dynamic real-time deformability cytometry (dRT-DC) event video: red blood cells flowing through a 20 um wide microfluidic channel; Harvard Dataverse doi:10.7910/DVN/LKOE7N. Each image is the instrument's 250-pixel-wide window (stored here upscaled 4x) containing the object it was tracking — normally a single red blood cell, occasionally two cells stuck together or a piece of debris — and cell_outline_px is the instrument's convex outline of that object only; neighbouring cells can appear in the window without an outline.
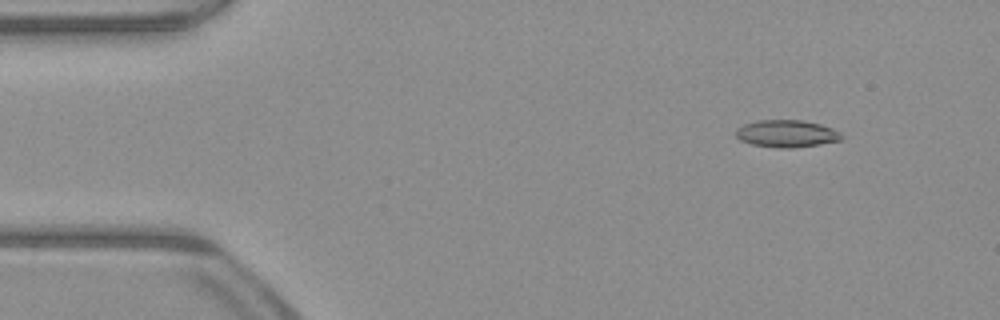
{"species": "common noctule bat (a hibernating species)", "species_latin": "Nyctalus noctula", "temperature_condition": "warm", "stored_images_in_passage": 52, "camera_frame_rate_fps": 3000, "um_per_image_px": 0.085, "animal": {"sex": "male", "body_mass_g": 23.1, "forearm_length_mm": 52.7}, "frame": {"image": 1, "passage_image": 6, "time_ms": 1.667, "image_size_px": [1000, 320], "cell_outline_px": [[844, 136], [840, 140], [820, 144], [792, 148], [776, 148], [752, 144], [740, 140], [736, 136], [736, 128], [744, 124], [756, 120], [804, 120], [820, 124], [832, 128], [840, 132]], "centroid_in_image_um": [66.86, 11.35], "position_along_channel_um": 18.1, "area_um2": 16.88}}
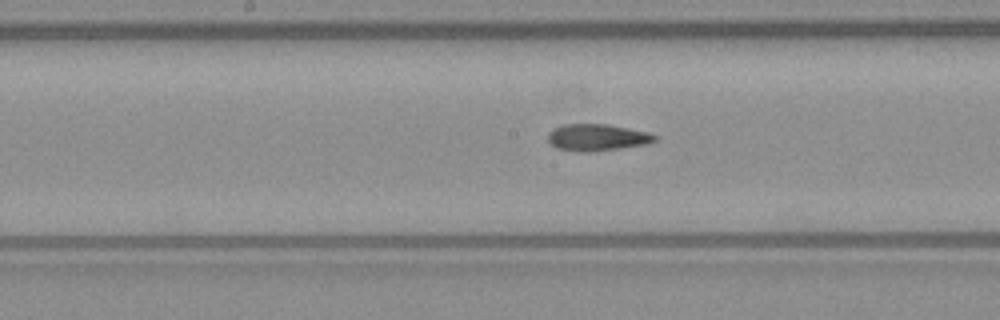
{"frame": {"image": 2, "passage_image": 26, "time_ms": 8.333, "image_size_px": [1000, 320], "cell_outline_px": [[660, 136], [656, 140], [648, 144], [592, 152], [576, 152], [556, 148], [548, 140], [548, 132], [552, 128], [564, 124], [608, 124], [648, 132]], "centroid_in_image_um": [50.76, 11.68], "position_along_channel_um": 197.4, "area_um2": 16.94}}
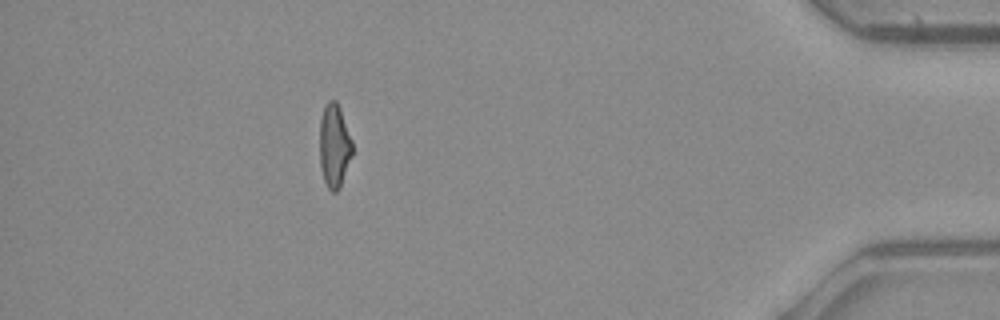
{"frame": {"image": 3, "passage_image": 46, "time_ms": 15.0, "image_size_px": [1000, 320], "cell_outline_px": [[352, 156], [340, 188], [336, 192], [332, 192], [328, 188], [324, 180], [320, 168], [320, 120], [324, 104], [328, 100], [336, 100], [340, 108], [352, 140]], "centroid_in_image_um": [28.41, 12.39], "position_along_channel_um": 406.8, "area_um2": 16.07}, "authors_computed_cell_mechanics": {"area_um2": 16.6464, "velocity_mm_per_s": 4.0271, "shape_relaxation_time_tau1_ms": null, "shape_relaxation_time_tau2_ms": 3.8427, "deformation_change_tau1": null, "deformation_change_tau2": 0.1443}}